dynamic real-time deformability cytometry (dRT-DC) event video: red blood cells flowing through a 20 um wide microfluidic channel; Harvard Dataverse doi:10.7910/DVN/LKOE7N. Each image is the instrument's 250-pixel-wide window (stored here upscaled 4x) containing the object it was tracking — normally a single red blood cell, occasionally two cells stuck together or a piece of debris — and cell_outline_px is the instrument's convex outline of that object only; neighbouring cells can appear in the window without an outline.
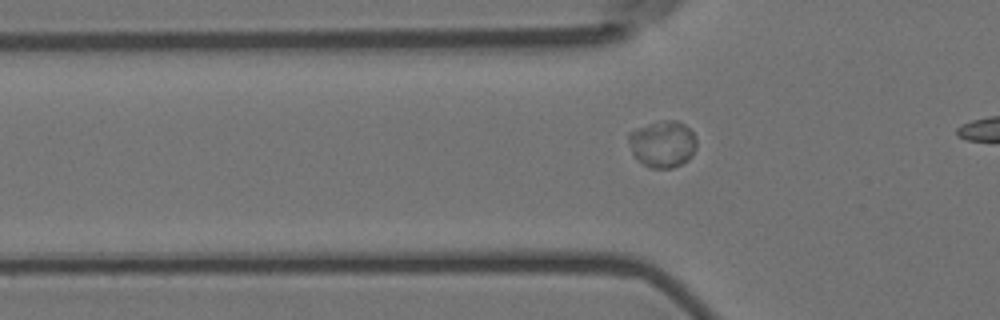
{"species": "Egyptian fruit bat (a non-hibernating species)", "species_latin": "Rousettus aegyptiacus", "temperature_condition": "room temperature", "stored_images_in_passage": 12, "camera_frame_rate_fps": 3000, "um_per_image_px": 0.085, "animal": {"sex": "female"}, "frame": {"image": 1, "passage_image": 2, "time_ms": 0.333, "image_size_px": [1000, 320], "cell_outline_px": [[696, 148], [692, 156], [688, 160], [672, 168], [648, 168], [632, 152], [628, 140], [628, 132], [636, 128], [648, 124], [664, 120], [676, 120], [684, 124], [692, 132], [696, 140]], "centroid_in_image_um": [56.32, 12.23], "position_along_channel_um": 69.5, "area_um2": 18.44}}
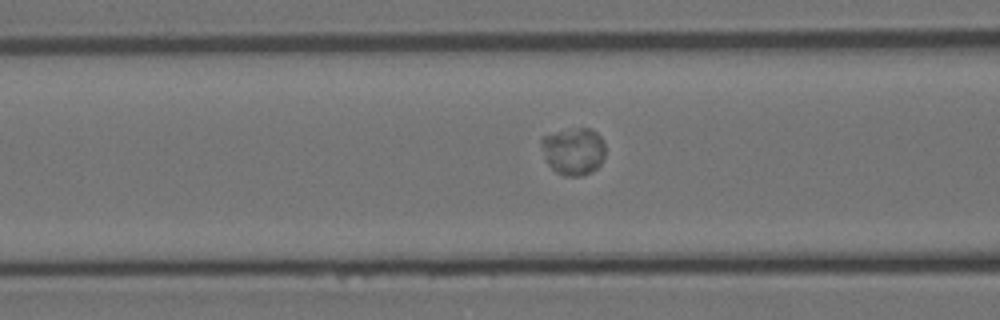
{"frame": {"image": 2, "passage_image": 6, "time_ms": 1.667, "image_size_px": [1000, 320], "cell_outline_px": [[604, 156], [600, 164], [592, 172], [580, 176], [564, 176], [556, 172], [544, 160], [540, 144], [540, 140], [544, 136], [556, 132], [580, 128], [592, 128], [604, 140]], "centroid_in_image_um": [48.73, 12.86], "position_along_channel_um": 117.9, "area_um2": 17.74}}
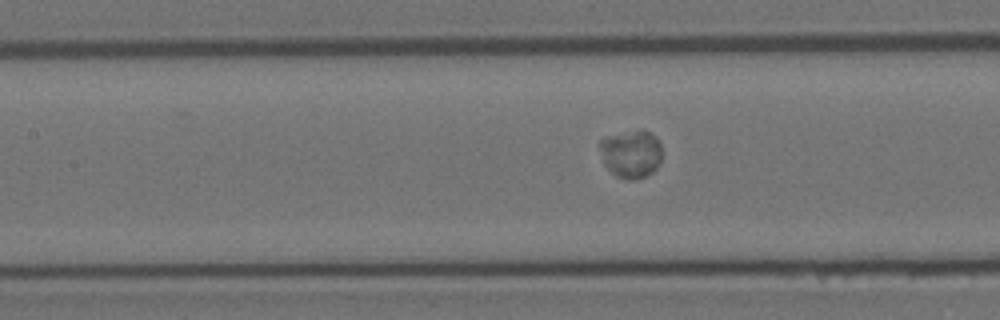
{"frame": {"image": 3, "passage_image": 9, "time_ms": 2.667, "image_size_px": [1000, 320], "cell_outline_px": [[660, 164], [652, 172], [636, 180], [628, 180], [616, 176], [604, 164], [600, 148], [600, 140], [612, 136], [636, 132], [652, 132], [660, 144]], "centroid_in_image_um": [53.65, 13.14], "position_along_channel_um": 153.7, "area_um2": 16.7}}